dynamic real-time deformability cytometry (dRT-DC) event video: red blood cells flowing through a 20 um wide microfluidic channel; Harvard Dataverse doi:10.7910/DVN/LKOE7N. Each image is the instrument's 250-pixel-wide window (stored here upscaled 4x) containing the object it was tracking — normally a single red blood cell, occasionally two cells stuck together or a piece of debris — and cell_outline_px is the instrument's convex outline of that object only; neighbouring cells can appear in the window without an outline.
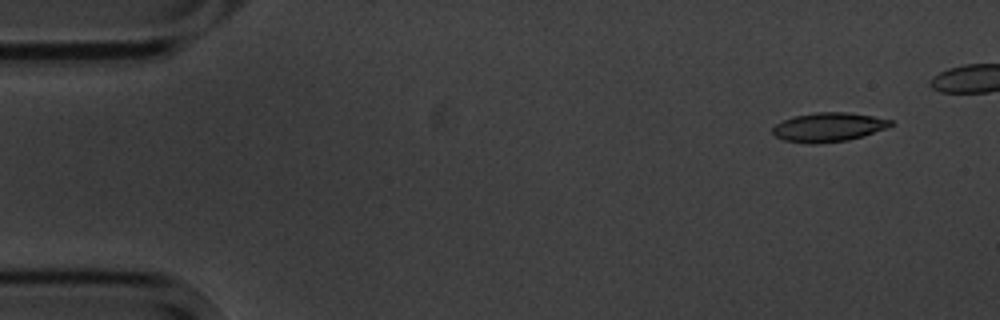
{"species": "common noctule bat (a hibernating species)", "species_latin": "Nyctalus noctula", "temperature_condition": "cold", "stored_images_in_passage": 11, "segment_of_instrument_passage": [1, 2], "camera_frame_rate_fps": 3000, "um_per_image_px": 0.085, "animal": {"sex": "male", "body_mass_g": 20.1, "forearm_length_mm": 53.5}, "frame": {"image": 1, "passage_image": 1, "time_ms": 0.0, "image_size_px": [1000, 320], "cell_outline_px": [[892, 124], [888, 128], [864, 136], [848, 140], [816, 144], [812, 144], [784, 140], [776, 136], [772, 132], [772, 128], [776, 124], [784, 120], [796, 116], [816, 112], [848, 112], [872, 116], [892, 120]], "centroid_in_image_um": [70.44, 10.81], "position_along_channel_um": 14.6, "area_um2": 19.94}}
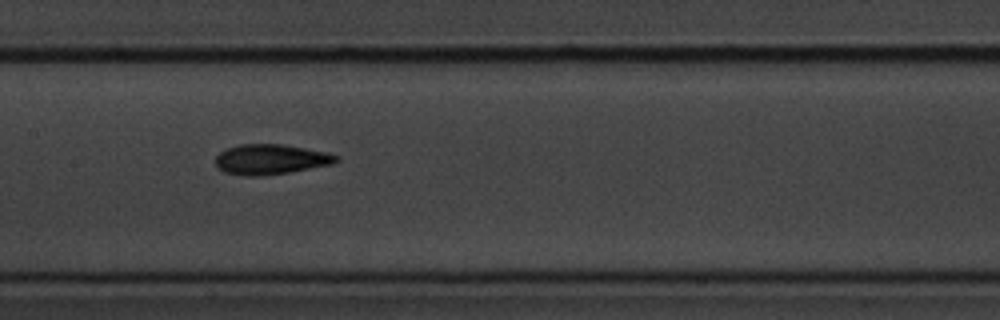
{"frame": {"image": 2, "passage_image": 7, "time_ms": 7.667, "image_size_px": [1000, 320], "cell_outline_px": [[340, 160], [332, 164], [288, 172], [260, 176], [248, 176], [224, 172], [216, 168], [216, 156], [220, 152], [228, 148], [240, 144], [280, 144], [328, 152], [340, 156]], "centroid_in_image_um": [23.01, 13.54], "position_along_channel_um": 184.4, "area_um2": 21.15}}
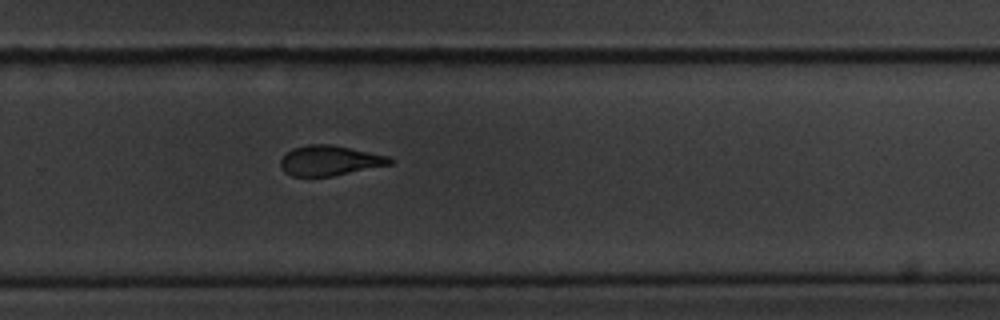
{"frame": {"image": 3, "passage_image": 10, "time_ms": 11.0, "image_size_px": [1000, 320], "cell_outline_px": [[396, 160], [392, 164], [332, 176], [292, 176], [284, 172], [280, 164], [280, 160], [292, 148], [308, 144], [328, 144], [388, 156]], "centroid_in_image_um": [28.02, 13.65], "position_along_channel_um": 301.8, "area_um2": 18.96}}